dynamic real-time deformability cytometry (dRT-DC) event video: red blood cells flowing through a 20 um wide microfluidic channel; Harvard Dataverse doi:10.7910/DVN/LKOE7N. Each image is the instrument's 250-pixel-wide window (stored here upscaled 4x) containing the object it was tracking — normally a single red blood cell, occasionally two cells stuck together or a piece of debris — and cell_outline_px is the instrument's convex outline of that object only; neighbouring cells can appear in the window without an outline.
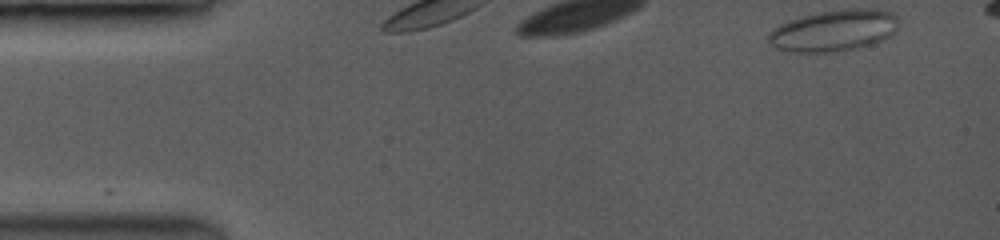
{"species": "common noctule bat (a hibernating species)", "species_latin": "Nyctalus noctula", "temperature_condition": "room temperature", "stored_images_in_passage": 6, "camera_frame_rate_fps": 3500, "um_per_image_px": 0.085, "animal": {"sex": "female", "body_mass_g": 19.0, "forearm_length_mm": 53.3}, "frame": {"image": 1, "passage_image": 1, "time_ms": 0.0, "image_size_px": [1000, 240], "cell_outline_px": [[896, 16], [892, 32], [888, 36], [868, 44], [852, 48], [816, 52], [796, 52], [780, 48], [772, 44], [768, 36], [776, 28], [792, 20], [824, 12], [888, 12]], "centroid_in_image_um": [70.79, 2.65], "position_along_channel_um": 14.2, "area_um2": 28.21}}